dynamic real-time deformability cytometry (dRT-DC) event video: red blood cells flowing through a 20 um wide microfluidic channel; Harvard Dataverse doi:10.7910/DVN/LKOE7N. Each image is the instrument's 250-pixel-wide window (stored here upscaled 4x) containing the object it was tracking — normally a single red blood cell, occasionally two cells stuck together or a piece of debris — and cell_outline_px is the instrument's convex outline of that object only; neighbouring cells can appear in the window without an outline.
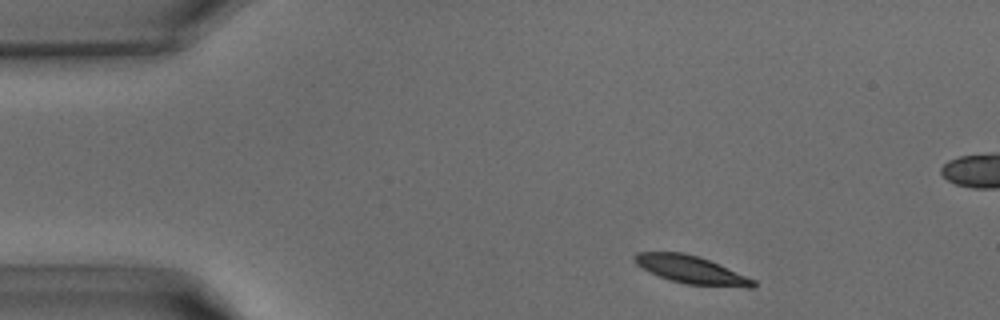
{"species": "common noctule bat (a hibernating species)", "species_latin": "Nyctalus noctula", "temperature_condition": "warm", "stored_images_in_passage": 37, "camera_frame_rate_fps": 3000, "um_per_image_px": 0.085, "animal": {"sex": "male", "body_mass_g": 15.6}, "frame": {"image": 1, "passage_image": 2, "time_ms": 0.333, "image_size_px": [1000, 320], "cell_outline_px": [[756, 284], [752, 288], [748, 288], [684, 284], [660, 276], [636, 264], [632, 260], [632, 256], [636, 252], [684, 252], [708, 260], [756, 280]], "centroid_in_image_um": [58.75, 22.93], "position_along_channel_um": 26.2, "area_um2": 19.02}}
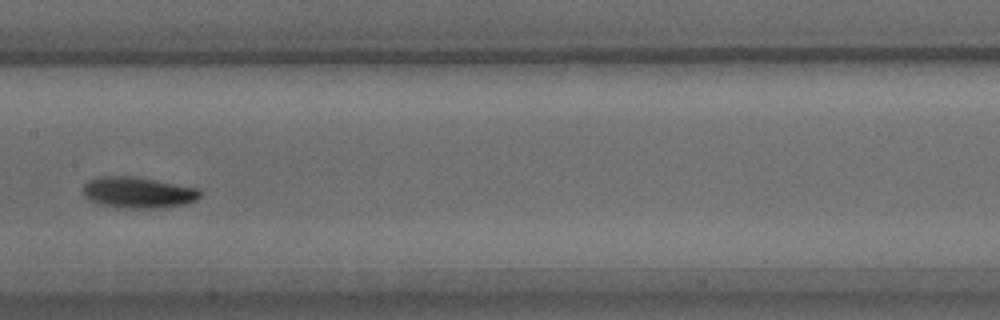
{"frame": {"image": 2, "passage_image": 16, "time_ms": 5.0, "image_size_px": [1000, 320], "cell_outline_px": [[204, 192], [196, 200], [184, 204], [156, 208], [128, 208], [100, 204], [88, 200], [84, 196], [84, 184], [100, 176], [132, 176], [200, 188]], "centroid_in_image_um": [11.78, 16.36], "position_along_channel_um": 195.6, "area_um2": 21.1}}
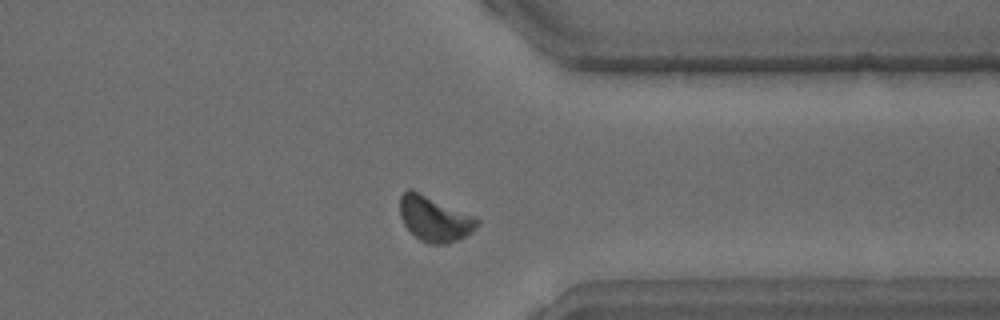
{"frame": {"image": 3, "passage_image": 27, "time_ms": 8.667, "image_size_px": [1000, 320], "cell_outline_px": [[480, 224], [472, 232], [456, 240], [444, 244], [428, 244], [420, 240], [404, 224], [400, 216], [400, 196], [408, 188], [412, 188], [472, 216], [480, 220]], "centroid_in_image_um": [36.91, 18.59], "position_along_channel_um": 374.5, "area_um2": 20.11}}